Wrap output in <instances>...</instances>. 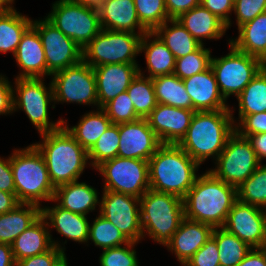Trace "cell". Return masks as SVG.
<instances>
[{"label": "cell", "mask_w": 266, "mask_h": 266, "mask_svg": "<svg viewBox=\"0 0 266 266\" xmlns=\"http://www.w3.org/2000/svg\"><path fill=\"white\" fill-rule=\"evenodd\" d=\"M73 3L76 4H81L86 7L94 8V9H99L102 5V2L104 0H70Z\"/></svg>", "instance_id": "obj_57"}, {"label": "cell", "mask_w": 266, "mask_h": 266, "mask_svg": "<svg viewBox=\"0 0 266 266\" xmlns=\"http://www.w3.org/2000/svg\"><path fill=\"white\" fill-rule=\"evenodd\" d=\"M32 25V20L16 9L0 12V52H11L13 56L22 35Z\"/></svg>", "instance_id": "obj_34"}, {"label": "cell", "mask_w": 266, "mask_h": 266, "mask_svg": "<svg viewBox=\"0 0 266 266\" xmlns=\"http://www.w3.org/2000/svg\"><path fill=\"white\" fill-rule=\"evenodd\" d=\"M13 87L7 78L0 75V115L13 113Z\"/></svg>", "instance_id": "obj_50"}, {"label": "cell", "mask_w": 266, "mask_h": 266, "mask_svg": "<svg viewBox=\"0 0 266 266\" xmlns=\"http://www.w3.org/2000/svg\"><path fill=\"white\" fill-rule=\"evenodd\" d=\"M16 198L20 203L40 206L41 200L52 201L55 194L45 160L38 149L29 145L25 149H15L10 156Z\"/></svg>", "instance_id": "obj_5"}, {"label": "cell", "mask_w": 266, "mask_h": 266, "mask_svg": "<svg viewBox=\"0 0 266 266\" xmlns=\"http://www.w3.org/2000/svg\"><path fill=\"white\" fill-rule=\"evenodd\" d=\"M134 4L140 23L149 32L169 20L165 0H134Z\"/></svg>", "instance_id": "obj_42"}, {"label": "cell", "mask_w": 266, "mask_h": 266, "mask_svg": "<svg viewBox=\"0 0 266 266\" xmlns=\"http://www.w3.org/2000/svg\"><path fill=\"white\" fill-rule=\"evenodd\" d=\"M240 202L266 209V164L260 166L237 188Z\"/></svg>", "instance_id": "obj_38"}, {"label": "cell", "mask_w": 266, "mask_h": 266, "mask_svg": "<svg viewBox=\"0 0 266 266\" xmlns=\"http://www.w3.org/2000/svg\"><path fill=\"white\" fill-rule=\"evenodd\" d=\"M141 35L127 31L101 29L83 48V61L91 67L107 64H137Z\"/></svg>", "instance_id": "obj_7"}, {"label": "cell", "mask_w": 266, "mask_h": 266, "mask_svg": "<svg viewBox=\"0 0 266 266\" xmlns=\"http://www.w3.org/2000/svg\"><path fill=\"white\" fill-rule=\"evenodd\" d=\"M41 216V206L20 203L13 210L0 214V243L13 241Z\"/></svg>", "instance_id": "obj_30"}, {"label": "cell", "mask_w": 266, "mask_h": 266, "mask_svg": "<svg viewBox=\"0 0 266 266\" xmlns=\"http://www.w3.org/2000/svg\"><path fill=\"white\" fill-rule=\"evenodd\" d=\"M95 169L104 176V190L140 199L150 189L147 160L117 156L102 162Z\"/></svg>", "instance_id": "obj_12"}, {"label": "cell", "mask_w": 266, "mask_h": 266, "mask_svg": "<svg viewBox=\"0 0 266 266\" xmlns=\"http://www.w3.org/2000/svg\"><path fill=\"white\" fill-rule=\"evenodd\" d=\"M46 17L64 35L84 48L100 31L99 11L70 0H57Z\"/></svg>", "instance_id": "obj_10"}, {"label": "cell", "mask_w": 266, "mask_h": 266, "mask_svg": "<svg viewBox=\"0 0 266 266\" xmlns=\"http://www.w3.org/2000/svg\"><path fill=\"white\" fill-rule=\"evenodd\" d=\"M228 45L231 50L227 55L212 57L211 60V69L225 100L230 95L237 97L265 66L260 59L236 49L230 43Z\"/></svg>", "instance_id": "obj_9"}, {"label": "cell", "mask_w": 266, "mask_h": 266, "mask_svg": "<svg viewBox=\"0 0 266 266\" xmlns=\"http://www.w3.org/2000/svg\"><path fill=\"white\" fill-rule=\"evenodd\" d=\"M138 64H107L94 67L98 108L125 92L138 75Z\"/></svg>", "instance_id": "obj_19"}, {"label": "cell", "mask_w": 266, "mask_h": 266, "mask_svg": "<svg viewBox=\"0 0 266 266\" xmlns=\"http://www.w3.org/2000/svg\"><path fill=\"white\" fill-rule=\"evenodd\" d=\"M237 266H266V250L252 248Z\"/></svg>", "instance_id": "obj_53"}, {"label": "cell", "mask_w": 266, "mask_h": 266, "mask_svg": "<svg viewBox=\"0 0 266 266\" xmlns=\"http://www.w3.org/2000/svg\"><path fill=\"white\" fill-rule=\"evenodd\" d=\"M194 110L157 104L146 118L162 144H178L185 136Z\"/></svg>", "instance_id": "obj_18"}, {"label": "cell", "mask_w": 266, "mask_h": 266, "mask_svg": "<svg viewBox=\"0 0 266 266\" xmlns=\"http://www.w3.org/2000/svg\"><path fill=\"white\" fill-rule=\"evenodd\" d=\"M0 191L15 193L13 171L9 158L3 160L0 157Z\"/></svg>", "instance_id": "obj_52"}, {"label": "cell", "mask_w": 266, "mask_h": 266, "mask_svg": "<svg viewBox=\"0 0 266 266\" xmlns=\"http://www.w3.org/2000/svg\"><path fill=\"white\" fill-rule=\"evenodd\" d=\"M119 142V124H111L88 150V159L92 160L89 162L91 166L95 169L102 162L117 157Z\"/></svg>", "instance_id": "obj_40"}, {"label": "cell", "mask_w": 266, "mask_h": 266, "mask_svg": "<svg viewBox=\"0 0 266 266\" xmlns=\"http://www.w3.org/2000/svg\"><path fill=\"white\" fill-rule=\"evenodd\" d=\"M223 228L251 248H264L266 209L237 200L229 211Z\"/></svg>", "instance_id": "obj_16"}, {"label": "cell", "mask_w": 266, "mask_h": 266, "mask_svg": "<svg viewBox=\"0 0 266 266\" xmlns=\"http://www.w3.org/2000/svg\"><path fill=\"white\" fill-rule=\"evenodd\" d=\"M211 237L218 246L220 266H237L252 249L223 227L214 228Z\"/></svg>", "instance_id": "obj_36"}, {"label": "cell", "mask_w": 266, "mask_h": 266, "mask_svg": "<svg viewBox=\"0 0 266 266\" xmlns=\"http://www.w3.org/2000/svg\"><path fill=\"white\" fill-rule=\"evenodd\" d=\"M0 266H16L11 245L0 243Z\"/></svg>", "instance_id": "obj_56"}, {"label": "cell", "mask_w": 266, "mask_h": 266, "mask_svg": "<svg viewBox=\"0 0 266 266\" xmlns=\"http://www.w3.org/2000/svg\"><path fill=\"white\" fill-rule=\"evenodd\" d=\"M102 29L127 31L142 36L149 32L137 16L134 0H104L98 9Z\"/></svg>", "instance_id": "obj_23"}, {"label": "cell", "mask_w": 266, "mask_h": 266, "mask_svg": "<svg viewBox=\"0 0 266 266\" xmlns=\"http://www.w3.org/2000/svg\"><path fill=\"white\" fill-rule=\"evenodd\" d=\"M42 143L33 145L42 154L50 180L56 188L77 181L83 173L88 151L67 131L64 125L55 131L40 134Z\"/></svg>", "instance_id": "obj_4"}, {"label": "cell", "mask_w": 266, "mask_h": 266, "mask_svg": "<svg viewBox=\"0 0 266 266\" xmlns=\"http://www.w3.org/2000/svg\"><path fill=\"white\" fill-rule=\"evenodd\" d=\"M96 246L107 249L115 248L129 243L130 241L109 220L99 214L89 225V238Z\"/></svg>", "instance_id": "obj_39"}, {"label": "cell", "mask_w": 266, "mask_h": 266, "mask_svg": "<svg viewBox=\"0 0 266 266\" xmlns=\"http://www.w3.org/2000/svg\"><path fill=\"white\" fill-rule=\"evenodd\" d=\"M158 104L193 110L192 100L183 80L174 74L152 78Z\"/></svg>", "instance_id": "obj_33"}, {"label": "cell", "mask_w": 266, "mask_h": 266, "mask_svg": "<svg viewBox=\"0 0 266 266\" xmlns=\"http://www.w3.org/2000/svg\"><path fill=\"white\" fill-rule=\"evenodd\" d=\"M137 242L130 241L125 247L104 249L99 257L101 266H139L134 248ZM127 247V248H126Z\"/></svg>", "instance_id": "obj_44"}, {"label": "cell", "mask_w": 266, "mask_h": 266, "mask_svg": "<svg viewBox=\"0 0 266 266\" xmlns=\"http://www.w3.org/2000/svg\"><path fill=\"white\" fill-rule=\"evenodd\" d=\"M236 98L239 102L238 115L266 112V65Z\"/></svg>", "instance_id": "obj_35"}, {"label": "cell", "mask_w": 266, "mask_h": 266, "mask_svg": "<svg viewBox=\"0 0 266 266\" xmlns=\"http://www.w3.org/2000/svg\"><path fill=\"white\" fill-rule=\"evenodd\" d=\"M43 81L42 78H15L16 89L13 88V111L22 109L40 134L60 129L64 121H49L48 106L54 102L53 86L50 81L47 88Z\"/></svg>", "instance_id": "obj_8"}, {"label": "cell", "mask_w": 266, "mask_h": 266, "mask_svg": "<svg viewBox=\"0 0 266 266\" xmlns=\"http://www.w3.org/2000/svg\"><path fill=\"white\" fill-rule=\"evenodd\" d=\"M152 37L155 38L152 40ZM142 51L145 53L149 73L147 77L152 79L158 76L173 74L176 58L156 34L147 32L142 35L139 53H142Z\"/></svg>", "instance_id": "obj_29"}, {"label": "cell", "mask_w": 266, "mask_h": 266, "mask_svg": "<svg viewBox=\"0 0 266 266\" xmlns=\"http://www.w3.org/2000/svg\"><path fill=\"white\" fill-rule=\"evenodd\" d=\"M215 161L217 164L215 169L209 171L235 188H239L261 163L250 141L236 131L229 137L226 146Z\"/></svg>", "instance_id": "obj_11"}, {"label": "cell", "mask_w": 266, "mask_h": 266, "mask_svg": "<svg viewBox=\"0 0 266 266\" xmlns=\"http://www.w3.org/2000/svg\"><path fill=\"white\" fill-rule=\"evenodd\" d=\"M97 109L83 115L79 123L71 128L66 124L67 121H63L67 131L87 151L112 124L106 112L102 108Z\"/></svg>", "instance_id": "obj_31"}, {"label": "cell", "mask_w": 266, "mask_h": 266, "mask_svg": "<svg viewBox=\"0 0 266 266\" xmlns=\"http://www.w3.org/2000/svg\"><path fill=\"white\" fill-rule=\"evenodd\" d=\"M38 31L46 59V75L78 64L83 60V48L64 35L47 18L32 21Z\"/></svg>", "instance_id": "obj_14"}, {"label": "cell", "mask_w": 266, "mask_h": 266, "mask_svg": "<svg viewBox=\"0 0 266 266\" xmlns=\"http://www.w3.org/2000/svg\"><path fill=\"white\" fill-rule=\"evenodd\" d=\"M169 22L171 26L168 25ZM153 33L167 46L176 59L196 51L202 45L176 19L165 21Z\"/></svg>", "instance_id": "obj_32"}, {"label": "cell", "mask_w": 266, "mask_h": 266, "mask_svg": "<svg viewBox=\"0 0 266 266\" xmlns=\"http://www.w3.org/2000/svg\"><path fill=\"white\" fill-rule=\"evenodd\" d=\"M59 266H68L67 258Z\"/></svg>", "instance_id": "obj_59"}, {"label": "cell", "mask_w": 266, "mask_h": 266, "mask_svg": "<svg viewBox=\"0 0 266 266\" xmlns=\"http://www.w3.org/2000/svg\"><path fill=\"white\" fill-rule=\"evenodd\" d=\"M238 30V38L229 40V43L266 65V12L239 26Z\"/></svg>", "instance_id": "obj_28"}, {"label": "cell", "mask_w": 266, "mask_h": 266, "mask_svg": "<svg viewBox=\"0 0 266 266\" xmlns=\"http://www.w3.org/2000/svg\"><path fill=\"white\" fill-rule=\"evenodd\" d=\"M140 213L143 238L148 234L164 246L185 218L183 199L150 189L140 198Z\"/></svg>", "instance_id": "obj_6"}, {"label": "cell", "mask_w": 266, "mask_h": 266, "mask_svg": "<svg viewBox=\"0 0 266 266\" xmlns=\"http://www.w3.org/2000/svg\"><path fill=\"white\" fill-rule=\"evenodd\" d=\"M65 259V252L53 246L47 252L17 261L16 266H59Z\"/></svg>", "instance_id": "obj_48"}, {"label": "cell", "mask_w": 266, "mask_h": 266, "mask_svg": "<svg viewBox=\"0 0 266 266\" xmlns=\"http://www.w3.org/2000/svg\"><path fill=\"white\" fill-rule=\"evenodd\" d=\"M102 193L100 215L116 226L129 241L139 243L143 238L140 199L114 191L103 190Z\"/></svg>", "instance_id": "obj_15"}, {"label": "cell", "mask_w": 266, "mask_h": 266, "mask_svg": "<svg viewBox=\"0 0 266 266\" xmlns=\"http://www.w3.org/2000/svg\"><path fill=\"white\" fill-rule=\"evenodd\" d=\"M47 221L40 216L23 231L11 244L15 262L50 250L53 246L65 251L64 247L52 239Z\"/></svg>", "instance_id": "obj_24"}, {"label": "cell", "mask_w": 266, "mask_h": 266, "mask_svg": "<svg viewBox=\"0 0 266 266\" xmlns=\"http://www.w3.org/2000/svg\"><path fill=\"white\" fill-rule=\"evenodd\" d=\"M51 77L54 104L69 102L98 106L94 70L83 60L53 73Z\"/></svg>", "instance_id": "obj_13"}, {"label": "cell", "mask_w": 266, "mask_h": 266, "mask_svg": "<svg viewBox=\"0 0 266 266\" xmlns=\"http://www.w3.org/2000/svg\"><path fill=\"white\" fill-rule=\"evenodd\" d=\"M239 119V123L235 124V131L242 137L266 132V112L239 115Z\"/></svg>", "instance_id": "obj_47"}, {"label": "cell", "mask_w": 266, "mask_h": 266, "mask_svg": "<svg viewBox=\"0 0 266 266\" xmlns=\"http://www.w3.org/2000/svg\"><path fill=\"white\" fill-rule=\"evenodd\" d=\"M118 157L149 160L162 144L145 118L119 124Z\"/></svg>", "instance_id": "obj_17"}, {"label": "cell", "mask_w": 266, "mask_h": 266, "mask_svg": "<svg viewBox=\"0 0 266 266\" xmlns=\"http://www.w3.org/2000/svg\"><path fill=\"white\" fill-rule=\"evenodd\" d=\"M200 5L223 21L227 29L231 26L232 23L229 16L234 9V0H201Z\"/></svg>", "instance_id": "obj_49"}, {"label": "cell", "mask_w": 266, "mask_h": 266, "mask_svg": "<svg viewBox=\"0 0 266 266\" xmlns=\"http://www.w3.org/2000/svg\"><path fill=\"white\" fill-rule=\"evenodd\" d=\"M200 44L203 39H220L226 32V24L202 5L181 14L176 19Z\"/></svg>", "instance_id": "obj_26"}, {"label": "cell", "mask_w": 266, "mask_h": 266, "mask_svg": "<svg viewBox=\"0 0 266 266\" xmlns=\"http://www.w3.org/2000/svg\"><path fill=\"white\" fill-rule=\"evenodd\" d=\"M22 69L16 78H43L46 75V59L38 31L31 25L22 35L14 54Z\"/></svg>", "instance_id": "obj_22"}, {"label": "cell", "mask_w": 266, "mask_h": 266, "mask_svg": "<svg viewBox=\"0 0 266 266\" xmlns=\"http://www.w3.org/2000/svg\"><path fill=\"white\" fill-rule=\"evenodd\" d=\"M231 109L196 111L178 145L199 165L213 156L217 159L235 132Z\"/></svg>", "instance_id": "obj_2"}, {"label": "cell", "mask_w": 266, "mask_h": 266, "mask_svg": "<svg viewBox=\"0 0 266 266\" xmlns=\"http://www.w3.org/2000/svg\"><path fill=\"white\" fill-rule=\"evenodd\" d=\"M138 75L132 80L130 86L126 90L136 114L140 118H147L157 106V100L154 92L153 81L149 77H145L138 67Z\"/></svg>", "instance_id": "obj_37"}, {"label": "cell", "mask_w": 266, "mask_h": 266, "mask_svg": "<svg viewBox=\"0 0 266 266\" xmlns=\"http://www.w3.org/2000/svg\"><path fill=\"white\" fill-rule=\"evenodd\" d=\"M184 266H220L216 241L210 237Z\"/></svg>", "instance_id": "obj_46"}, {"label": "cell", "mask_w": 266, "mask_h": 266, "mask_svg": "<svg viewBox=\"0 0 266 266\" xmlns=\"http://www.w3.org/2000/svg\"><path fill=\"white\" fill-rule=\"evenodd\" d=\"M183 84L192 100L193 110L195 112L230 109L219 90L211 67L184 79Z\"/></svg>", "instance_id": "obj_20"}, {"label": "cell", "mask_w": 266, "mask_h": 266, "mask_svg": "<svg viewBox=\"0 0 266 266\" xmlns=\"http://www.w3.org/2000/svg\"><path fill=\"white\" fill-rule=\"evenodd\" d=\"M237 200V188L225 183L208 170L198 175L194 185L184 196V216L189 220L220 228Z\"/></svg>", "instance_id": "obj_1"}, {"label": "cell", "mask_w": 266, "mask_h": 266, "mask_svg": "<svg viewBox=\"0 0 266 266\" xmlns=\"http://www.w3.org/2000/svg\"><path fill=\"white\" fill-rule=\"evenodd\" d=\"M14 0H0V12H6L14 9L12 3Z\"/></svg>", "instance_id": "obj_58"}, {"label": "cell", "mask_w": 266, "mask_h": 266, "mask_svg": "<svg viewBox=\"0 0 266 266\" xmlns=\"http://www.w3.org/2000/svg\"><path fill=\"white\" fill-rule=\"evenodd\" d=\"M247 139L250 141L258 160L266 159V132L260 134L249 135Z\"/></svg>", "instance_id": "obj_54"}, {"label": "cell", "mask_w": 266, "mask_h": 266, "mask_svg": "<svg viewBox=\"0 0 266 266\" xmlns=\"http://www.w3.org/2000/svg\"><path fill=\"white\" fill-rule=\"evenodd\" d=\"M233 11L239 27L266 12V0H234Z\"/></svg>", "instance_id": "obj_45"}, {"label": "cell", "mask_w": 266, "mask_h": 266, "mask_svg": "<svg viewBox=\"0 0 266 266\" xmlns=\"http://www.w3.org/2000/svg\"><path fill=\"white\" fill-rule=\"evenodd\" d=\"M41 216L49 228L51 225L67 239L84 244L88 242L90 223L86 215L71 212L57 203L54 207H41Z\"/></svg>", "instance_id": "obj_25"}, {"label": "cell", "mask_w": 266, "mask_h": 266, "mask_svg": "<svg viewBox=\"0 0 266 266\" xmlns=\"http://www.w3.org/2000/svg\"><path fill=\"white\" fill-rule=\"evenodd\" d=\"M211 51L201 45L196 51L177 58L173 74L184 80L211 67Z\"/></svg>", "instance_id": "obj_41"}, {"label": "cell", "mask_w": 266, "mask_h": 266, "mask_svg": "<svg viewBox=\"0 0 266 266\" xmlns=\"http://www.w3.org/2000/svg\"><path fill=\"white\" fill-rule=\"evenodd\" d=\"M201 4V0H165L169 19H177L181 14Z\"/></svg>", "instance_id": "obj_51"}, {"label": "cell", "mask_w": 266, "mask_h": 266, "mask_svg": "<svg viewBox=\"0 0 266 266\" xmlns=\"http://www.w3.org/2000/svg\"><path fill=\"white\" fill-rule=\"evenodd\" d=\"M20 202L16 198V193L0 191V214L13 210Z\"/></svg>", "instance_id": "obj_55"}, {"label": "cell", "mask_w": 266, "mask_h": 266, "mask_svg": "<svg viewBox=\"0 0 266 266\" xmlns=\"http://www.w3.org/2000/svg\"><path fill=\"white\" fill-rule=\"evenodd\" d=\"M199 166L178 144H161L148 160L150 190L183 199L198 177Z\"/></svg>", "instance_id": "obj_3"}, {"label": "cell", "mask_w": 266, "mask_h": 266, "mask_svg": "<svg viewBox=\"0 0 266 266\" xmlns=\"http://www.w3.org/2000/svg\"><path fill=\"white\" fill-rule=\"evenodd\" d=\"M102 109L106 112L112 124L133 122L140 118L136 114L134 104L126 91L110 100Z\"/></svg>", "instance_id": "obj_43"}, {"label": "cell", "mask_w": 266, "mask_h": 266, "mask_svg": "<svg viewBox=\"0 0 266 266\" xmlns=\"http://www.w3.org/2000/svg\"><path fill=\"white\" fill-rule=\"evenodd\" d=\"M52 201H59L60 207L86 216L100 204L96 189L78 180L56 187Z\"/></svg>", "instance_id": "obj_27"}, {"label": "cell", "mask_w": 266, "mask_h": 266, "mask_svg": "<svg viewBox=\"0 0 266 266\" xmlns=\"http://www.w3.org/2000/svg\"><path fill=\"white\" fill-rule=\"evenodd\" d=\"M213 229L211 225L184 218L165 246L174 252L180 264L184 266L209 240Z\"/></svg>", "instance_id": "obj_21"}]
</instances>
